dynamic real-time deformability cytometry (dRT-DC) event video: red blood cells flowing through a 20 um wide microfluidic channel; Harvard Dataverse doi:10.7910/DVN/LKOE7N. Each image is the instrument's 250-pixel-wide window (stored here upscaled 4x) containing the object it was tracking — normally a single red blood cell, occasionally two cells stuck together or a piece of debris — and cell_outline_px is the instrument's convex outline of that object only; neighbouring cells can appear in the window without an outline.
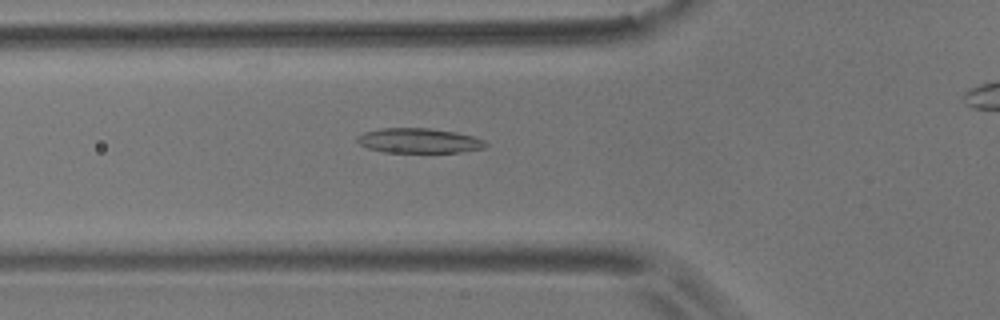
{"species": "common noctule bat (a hibernating species)", "species_latin": "Nyctalus noctula", "temperature_condition": "room temperature", "stored_images_in_passage": 51, "camera_frame_rate_fps": 3000, "um_per_image_px": 0.085, "animal": {"sex": "male", "body_mass_g": 17.9}, "frame": {"image": 1, "passage_image": 20, "time_ms": 6.333, "image_size_px": [1000, 320], "cell_outline_px": [[488, 144], [484, 148], [460, 152], [384, 152], [368, 148], [360, 144], [356, 140], [356, 136], [364, 132], [380, 128], [428, 128], [456, 132], [472, 136], [484, 140]], "centroid_in_image_um": [35.59, 11.95], "position_along_channel_um": 90.2, "area_um2": 18.55}}
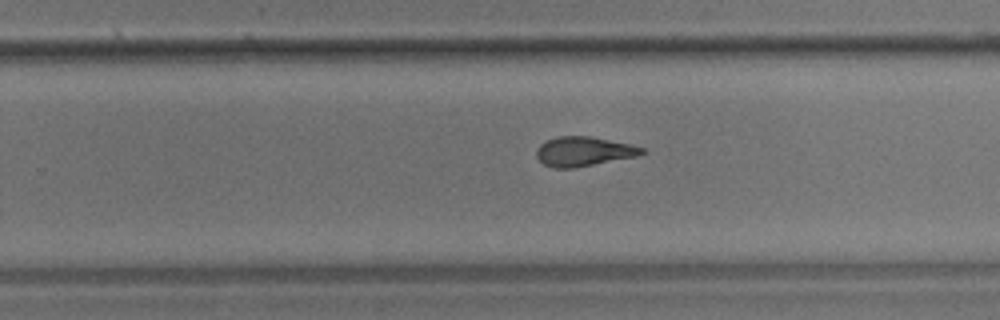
{"frame": {"image": 2, "passage_image": 36, "time_ms": 11.667, "image_size_px": [1000, 320], "cell_outline_px": [[648, 152], [636, 156], [572, 168], [552, 168], [544, 164], [536, 156], [536, 148], [544, 140], [556, 136], [592, 136], [628, 144], [644, 148]], "centroid_in_image_um": [49.57, 12.86], "position_along_channel_um": 280.2, "area_um2": 18.09}}
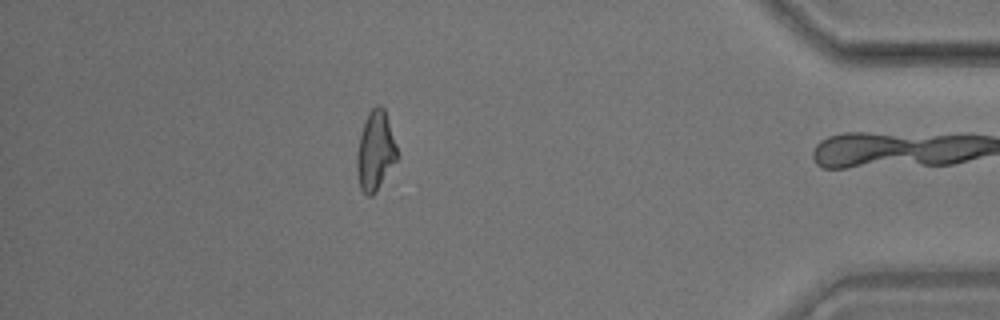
{"frame": {"image": 3, "passage_image": 50, "time_ms": 16.333, "image_size_px": [1000, 320], "cell_outline_px": [[400, 156], [372, 196], [368, 196], [360, 188], [356, 172], [356, 156], [360, 136], [364, 120], [368, 112], [376, 104], [380, 104], [384, 108]], "centroid_in_image_um": [31.9, 12.81], "position_along_channel_um": 403.3, "area_um2": 18.73}, "authors_computed_cell_mechanics": {"area_um2": 18.7272, "velocity_mm_per_s": 3.5545, "shape_relaxation_time_tau1_ms": 7.5925, "shape_relaxation_time_tau2_ms": 3.2953, "deformation_change_tau1": 0.1982, "deformation_change_tau2": 0.1137}}